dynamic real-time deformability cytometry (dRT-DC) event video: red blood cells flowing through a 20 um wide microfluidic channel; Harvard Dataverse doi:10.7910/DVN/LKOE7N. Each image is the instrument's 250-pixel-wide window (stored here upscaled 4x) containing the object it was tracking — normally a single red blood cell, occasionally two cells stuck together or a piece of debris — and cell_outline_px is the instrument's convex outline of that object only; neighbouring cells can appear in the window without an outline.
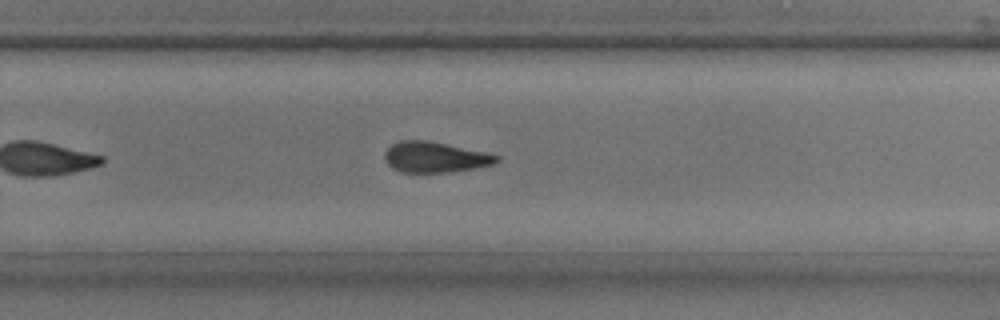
{"species": "common noctule bat (a hibernating species)", "species_latin": "Nyctalus noctula", "temperature_condition": "room temperature", "stored_images_in_passage": 28, "camera_frame_rate_fps": 3000, "um_per_image_px": 0.085, "animal": {"sex": "male", "body_mass_g": 17.9, "forearm_length_mm": 54.2}, "frame": {"image": 1, "passage_image": 16, "time_ms": 5.0, "image_size_px": [1000, 320], "cell_outline_px": [[500, 160], [496, 164], [448, 172], [404, 172], [392, 168], [384, 160], [384, 152], [392, 144], [400, 140], [428, 140], [484, 152], [500, 156]], "centroid_in_image_um": [36.96, 13.35], "position_along_channel_um": 292.8, "area_um2": 19.88}}
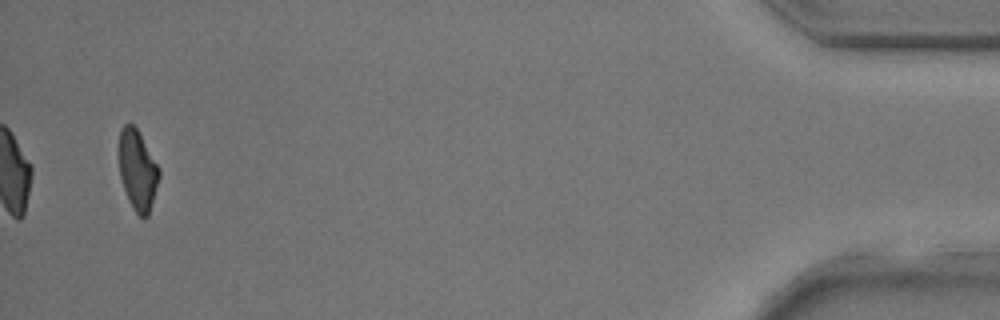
{"frame": {"image": 2, "passage_image": 28, "time_ms": 9.0, "image_size_px": [1000, 320], "cell_outline_px": [[160, 176], [148, 216], [144, 220], [132, 208], [128, 200], [120, 176], [120, 128], [124, 124], [132, 124], [136, 128], [160, 168]], "centroid_in_image_um": [11.71, 14.49], "position_along_channel_um": 423.5, "area_um2": 18.5}}